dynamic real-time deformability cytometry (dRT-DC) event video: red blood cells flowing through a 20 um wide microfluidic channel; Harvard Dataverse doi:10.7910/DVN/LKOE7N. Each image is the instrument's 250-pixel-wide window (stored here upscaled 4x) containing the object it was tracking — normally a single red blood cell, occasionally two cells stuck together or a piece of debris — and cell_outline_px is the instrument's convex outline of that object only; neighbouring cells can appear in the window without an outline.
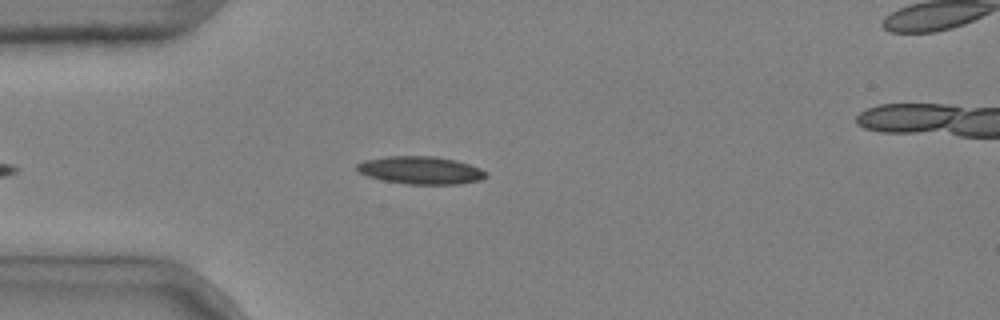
{"species": "common noctule bat (a hibernating species)", "species_latin": "Nyctalus noctula", "temperature_condition": "cold", "stored_images_in_passage": 4, "camera_frame_rate_fps": 3000, "um_per_image_px": 0.085, "animal": {"sex": "male", "body_mass_g": 20.4}, "frame": {"image": 1, "passage_image": 4, "time_ms": 1.0, "image_size_px": [1000, 320], "cell_outline_px": [[488, 176], [480, 180], [460, 184], [408, 184], [384, 180], [368, 176], [360, 172], [356, 168], [356, 164], [364, 160], [388, 156], [432, 156], [456, 160], [480, 168], [488, 172]], "centroid_in_image_um": [35.78, 14.47], "position_along_channel_um": 49.2, "area_um2": 20.81}}